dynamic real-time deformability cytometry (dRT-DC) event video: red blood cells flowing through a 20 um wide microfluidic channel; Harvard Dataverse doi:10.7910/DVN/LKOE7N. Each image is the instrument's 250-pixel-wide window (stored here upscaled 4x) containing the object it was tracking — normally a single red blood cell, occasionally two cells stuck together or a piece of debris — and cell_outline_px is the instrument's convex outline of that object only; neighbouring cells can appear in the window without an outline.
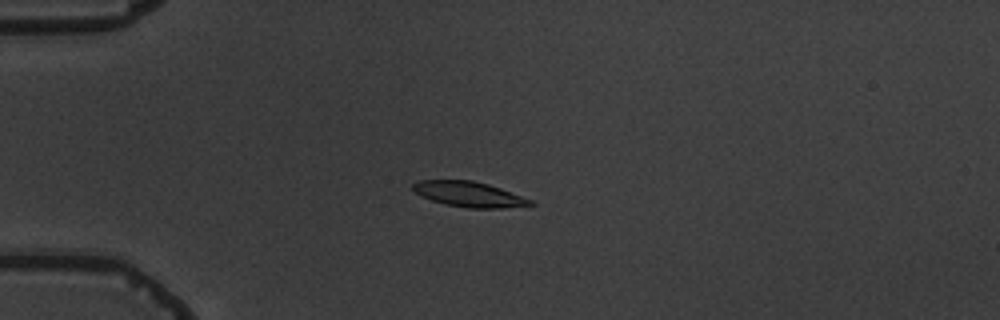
{"species": "common noctule bat (a hibernating species)", "species_latin": "Nyctalus noctula", "temperature_condition": "warm", "stored_images_in_passage": 6, "camera_frame_rate_fps": 3000, "um_per_image_px": 0.085, "animal": {"sex": "male", "body_mass_g": 19.5, "forearm_length_mm": 54.6}, "frame": {"image": 1, "passage_image": 4, "time_ms": 3.667, "image_size_px": [1000, 320], "cell_outline_px": [[536, 204], [504, 208], [468, 208], [444, 204], [420, 196], [412, 188], [412, 184], [420, 180], [472, 180], [488, 184], [500, 188], [532, 200]], "centroid_in_image_um": [39.85, 16.51], "position_along_channel_um": 45.1, "area_um2": 17.22}}